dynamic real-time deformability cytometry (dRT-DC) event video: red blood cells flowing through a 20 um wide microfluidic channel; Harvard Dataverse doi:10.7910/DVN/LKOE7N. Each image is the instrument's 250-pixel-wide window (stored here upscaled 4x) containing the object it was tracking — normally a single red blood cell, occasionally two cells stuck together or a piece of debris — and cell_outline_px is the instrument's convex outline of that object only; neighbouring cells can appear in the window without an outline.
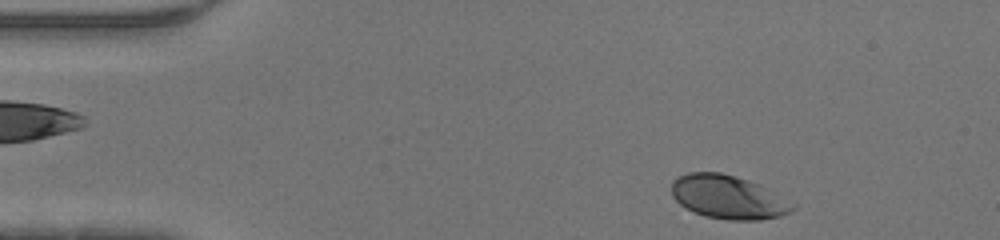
{"species": "human", "species_latin": "Homo sapiens", "temperature_condition": "warm", "stored_images_in_passage": 34, "camera_frame_rate_fps": 3000, "um_per_image_px": 0.085, "donor": {"sex": "male"}, "frame": {"image": 1, "passage_image": 1, "time_ms": 0.0, "image_size_px": [1000, 240], "cell_outline_px": [[796, 208], [792, 212], [780, 216], [760, 220], [732, 220], [704, 216], [680, 204], [672, 196], [672, 180], [688, 172], [720, 172], [736, 176], [760, 184], [796, 204]], "centroid_in_image_um": [61.93, 16.75], "position_along_channel_um": 23.1, "area_um2": 30.81}}
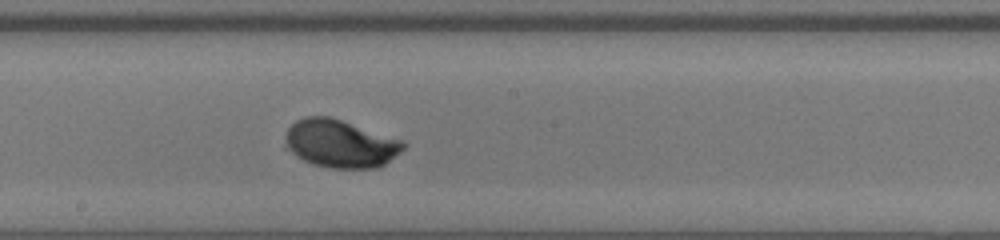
{"frame": {"image": 2, "passage_image": 20, "time_ms": 6.333, "image_size_px": [1000, 240], "cell_outline_px": [[408, 144], [400, 152], [384, 164], [376, 168], [328, 168], [312, 164], [296, 156], [284, 148], [288, 128], [296, 120], [304, 116], [328, 116], [404, 140]], "centroid_in_image_um": [28.91, 12.21], "position_along_channel_um": 219.3, "area_um2": 33.06}}
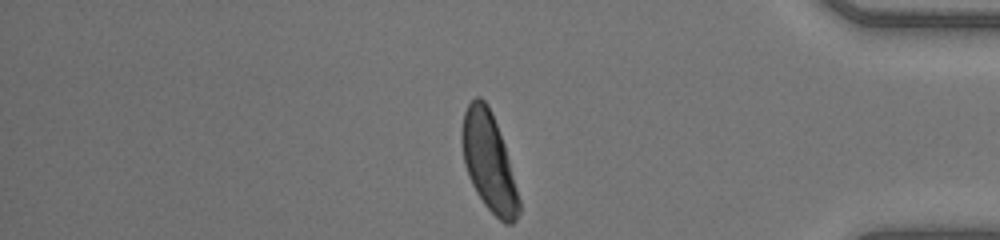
{"frame": {"image": 3, "passage_image": 34, "time_ms": 11.0, "image_size_px": [1000, 240], "cell_outline_px": [[520, 212], [516, 220], [512, 224], [504, 224], [484, 204], [476, 192], [468, 176], [464, 164], [460, 140], [460, 132], [464, 112], [468, 104], [476, 96], [480, 96], [488, 104], [504, 144], [520, 200]], "centroid_in_image_um": [41.53, 13.76], "position_along_channel_um": 393.7, "area_um2": 32.71}}